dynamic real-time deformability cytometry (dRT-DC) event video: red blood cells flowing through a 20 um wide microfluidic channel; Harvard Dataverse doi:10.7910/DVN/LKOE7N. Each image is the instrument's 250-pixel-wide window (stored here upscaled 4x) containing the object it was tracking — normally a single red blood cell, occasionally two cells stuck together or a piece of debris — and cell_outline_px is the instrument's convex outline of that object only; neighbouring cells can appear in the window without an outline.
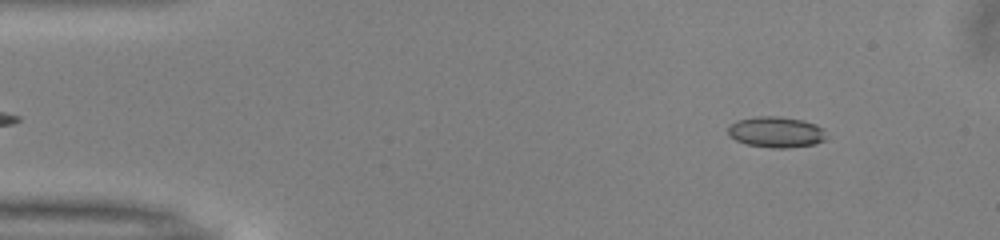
{"species": "common noctule bat (a hibernating species)", "species_latin": "Nyctalus noctula", "temperature_condition": "warm", "stored_images_in_passage": 47, "camera_frame_rate_fps": 3000, "um_per_image_px": 0.085, "animal": {"sex": "male", "body_mass_g": 13.0, "forearm_length_mm": 53.1}, "frame": {"image": 1, "passage_image": 2, "time_ms": 0.333, "image_size_px": [1000, 240], "cell_outline_px": [[824, 140], [816, 144], [788, 148], [772, 148], [748, 144], [736, 140], [728, 136], [728, 124], [736, 120], [756, 116], [780, 116], [804, 120], [816, 124], [824, 128]], "centroid_in_image_um": [65.95, 11.21], "position_along_channel_um": 19.1, "area_um2": 17.92}}
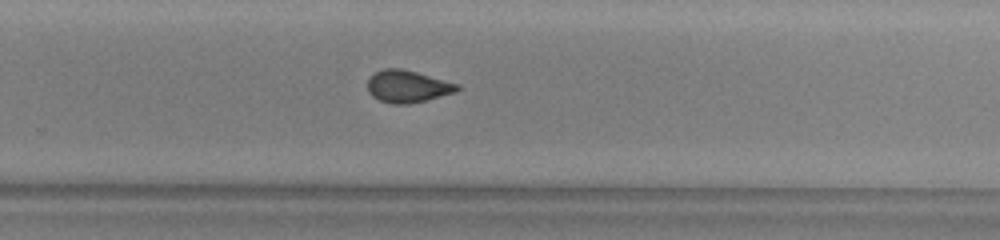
{"frame": {"image": 2, "passage_image": 29, "time_ms": 9.333, "image_size_px": [1000, 240], "cell_outline_px": [[460, 88], [456, 92], [408, 104], [392, 104], [380, 100], [372, 96], [368, 92], [368, 76], [384, 68], [400, 68], [416, 72], [460, 84]], "centroid_in_image_um": [34.63, 7.34], "position_along_channel_um": 295.2, "area_um2": 16.76}}
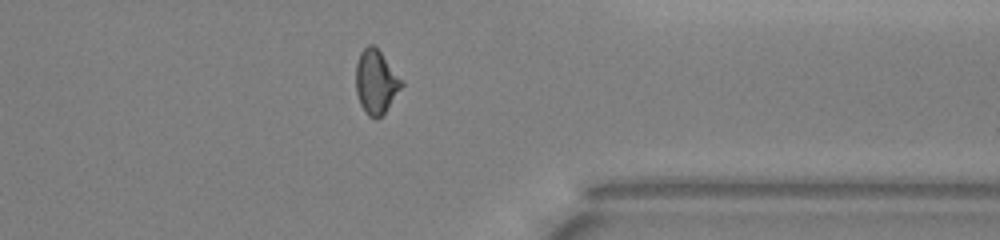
{"frame": {"image": 3, "passage_image": 36, "time_ms": 11.667, "image_size_px": [1000, 240], "cell_outline_px": [[404, 84], [384, 112], [376, 120], [368, 116], [360, 104], [356, 92], [356, 64], [360, 52], [368, 44], [372, 44], [380, 52]], "centroid_in_image_um": [31.92, 6.97], "position_along_channel_um": 379.5, "area_um2": 16.59}, "authors_computed_cell_mechanics": {"area_um2": 17.1088, "velocity_mm_per_s": 4.0459, "shape_relaxation_time_tau1_ms": 7.8827, "shape_relaxation_time_tau2_ms": 1.5264, "deformation_change_tau1": 0.1497, "deformation_change_tau2": 0.0595}}